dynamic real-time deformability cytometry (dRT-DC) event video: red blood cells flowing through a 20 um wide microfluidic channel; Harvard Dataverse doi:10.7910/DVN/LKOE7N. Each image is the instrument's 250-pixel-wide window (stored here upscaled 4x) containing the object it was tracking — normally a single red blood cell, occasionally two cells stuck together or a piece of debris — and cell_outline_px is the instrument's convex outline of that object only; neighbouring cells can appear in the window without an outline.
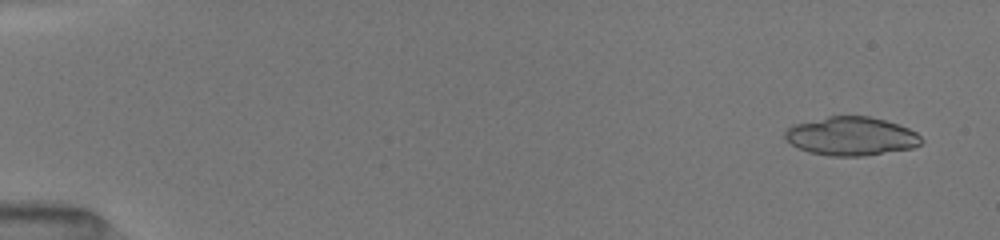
{"species": "common noctule bat (a hibernating species)", "species_latin": "Nyctalus noctula", "temperature_condition": "room temperature", "stored_images_in_passage": 84, "camera_frame_rate_fps": 3000, "um_per_image_px": 0.085, "animal": {"sex": "female", "body_mass_g": 19.5, "forearm_length_mm": 54.1}, "frame": {"image": 1, "passage_image": 5, "time_ms": 0.667, "image_size_px": [1000, 240], "cell_outline_px": [[924, 140], [920, 144], [912, 148], [864, 156], [832, 156], [808, 152], [792, 144], [784, 136], [784, 132], [788, 128], [796, 124], [828, 116], [868, 116], [884, 120], [908, 128], [916, 132]], "centroid_in_image_um": [72.37, 11.58], "position_along_channel_um": 12.6, "area_um2": 30.4}}